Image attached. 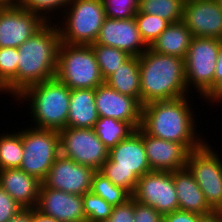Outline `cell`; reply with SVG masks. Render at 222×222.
<instances>
[{
  "label": "cell",
  "mask_w": 222,
  "mask_h": 222,
  "mask_svg": "<svg viewBox=\"0 0 222 222\" xmlns=\"http://www.w3.org/2000/svg\"><path fill=\"white\" fill-rule=\"evenodd\" d=\"M187 98L185 96L143 105L141 128L156 138L180 143L189 152L199 148L206 140L196 132L197 121L193 118L194 112Z\"/></svg>",
  "instance_id": "6da1fadb"
},
{
  "label": "cell",
  "mask_w": 222,
  "mask_h": 222,
  "mask_svg": "<svg viewBox=\"0 0 222 222\" xmlns=\"http://www.w3.org/2000/svg\"><path fill=\"white\" fill-rule=\"evenodd\" d=\"M56 24L47 21L18 47L16 96L33 84L55 78L61 43Z\"/></svg>",
  "instance_id": "7a4b0ae2"
},
{
  "label": "cell",
  "mask_w": 222,
  "mask_h": 222,
  "mask_svg": "<svg viewBox=\"0 0 222 222\" xmlns=\"http://www.w3.org/2000/svg\"><path fill=\"white\" fill-rule=\"evenodd\" d=\"M141 105L185 97L188 89L184 59L154 52L150 48L139 57Z\"/></svg>",
  "instance_id": "3957f363"
},
{
  "label": "cell",
  "mask_w": 222,
  "mask_h": 222,
  "mask_svg": "<svg viewBox=\"0 0 222 222\" xmlns=\"http://www.w3.org/2000/svg\"><path fill=\"white\" fill-rule=\"evenodd\" d=\"M71 89L56 77L24 89L16 101H29L35 128L60 131L67 127Z\"/></svg>",
  "instance_id": "277c9868"
},
{
  "label": "cell",
  "mask_w": 222,
  "mask_h": 222,
  "mask_svg": "<svg viewBox=\"0 0 222 222\" xmlns=\"http://www.w3.org/2000/svg\"><path fill=\"white\" fill-rule=\"evenodd\" d=\"M150 171L141 127L109 150V158L99 170L115 186L122 187L131 196L139 178Z\"/></svg>",
  "instance_id": "5b68a950"
},
{
  "label": "cell",
  "mask_w": 222,
  "mask_h": 222,
  "mask_svg": "<svg viewBox=\"0 0 222 222\" xmlns=\"http://www.w3.org/2000/svg\"><path fill=\"white\" fill-rule=\"evenodd\" d=\"M55 77L71 90L95 89L105 83L91 45L61 42Z\"/></svg>",
  "instance_id": "8992f818"
},
{
  "label": "cell",
  "mask_w": 222,
  "mask_h": 222,
  "mask_svg": "<svg viewBox=\"0 0 222 222\" xmlns=\"http://www.w3.org/2000/svg\"><path fill=\"white\" fill-rule=\"evenodd\" d=\"M62 11L64 20L61 18V26L57 25L61 42L71 45L95 43L106 18L102 0H71Z\"/></svg>",
  "instance_id": "52a82bcc"
},
{
  "label": "cell",
  "mask_w": 222,
  "mask_h": 222,
  "mask_svg": "<svg viewBox=\"0 0 222 222\" xmlns=\"http://www.w3.org/2000/svg\"><path fill=\"white\" fill-rule=\"evenodd\" d=\"M22 144L24 152L20 169L43 182L61 155L58 131L31 125V128L22 130Z\"/></svg>",
  "instance_id": "ba28073f"
},
{
  "label": "cell",
  "mask_w": 222,
  "mask_h": 222,
  "mask_svg": "<svg viewBox=\"0 0 222 222\" xmlns=\"http://www.w3.org/2000/svg\"><path fill=\"white\" fill-rule=\"evenodd\" d=\"M218 49L219 39L193 37L184 58L187 89L193 85L203 99L214 91Z\"/></svg>",
  "instance_id": "9c48e42d"
},
{
  "label": "cell",
  "mask_w": 222,
  "mask_h": 222,
  "mask_svg": "<svg viewBox=\"0 0 222 222\" xmlns=\"http://www.w3.org/2000/svg\"><path fill=\"white\" fill-rule=\"evenodd\" d=\"M208 142L189 152L186 167L204 194L209 207L222 211V159ZM216 152V153H215Z\"/></svg>",
  "instance_id": "30bf717a"
},
{
  "label": "cell",
  "mask_w": 222,
  "mask_h": 222,
  "mask_svg": "<svg viewBox=\"0 0 222 222\" xmlns=\"http://www.w3.org/2000/svg\"><path fill=\"white\" fill-rule=\"evenodd\" d=\"M58 133L61 155L76 163L99 171L109 158V150L93 128L66 127Z\"/></svg>",
  "instance_id": "8fae6325"
},
{
  "label": "cell",
  "mask_w": 222,
  "mask_h": 222,
  "mask_svg": "<svg viewBox=\"0 0 222 222\" xmlns=\"http://www.w3.org/2000/svg\"><path fill=\"white\" fill-rule=\"evenodd\" d=\"M132 198L162 215L179 210L173 172L150 171L139 178Z\"/></svg>",
  "instance_id": "7c38bea8"
},
{
  "label": "cell",
  "mask_w": 222,
  "mask_h": 222,
  "mask_svg": "<svg viewBox=\"0 0 222 222\" xmlns=\"http://www.w3.org/2000/svg\"><path fill=\"white\" fill-rule=\"evenodd\" d=\"M46 21L18 4H0V48H18Z\"/></svg>",
  "instance_id": "4fadbf2b"
},
{
  "label": "cell",
  "mask_w": 222,
  "mask_h": 222,
  "mask_svg": "<svg viewBox=\"0 0 222 222\" xmlns=\"http://www.w3.org/2000/svg\"><path fill=\"white\" fill-rule=\"evenodd\" d=\"M96 171L60 155L51 166L46 179V187L69 194L83 195L90 192L93 174Z\"/></svg>",
  "instance_id": "5bb4252c"
},
{
  "label": "cell",
  "mask_w": 222,
  "mask_h": 222,
  "mask_svg": "<svg viewBox=\"0 0 222 222\" xmlns=\"http://www.w3.org/2000/svg\"><path fill=\"white\" fill-rule=\"evenodd\" d=\"M183 22L193 37L222 39V9L218 0H185Z\"/></svg>",
  "instance_id": "9a60e30c"
},
{
  "label": "cell",
  "mask_w": 222,
  "mask_h": 222,
  "mask_svg": "<svg viewBox=\"0 0 222 222\" xmlns=\"http://www.w3.org/2000/svg\"><path fill=\"white\" fill-rule=\"evenodd\" d=\"M95 43L118 48L135 57H139L149 48L140 35L134 17L129 19L106 17Z\"/></svg>",
  "instance_id": "2e32d148"
},
{
  "label": "cell",
  "mask_w": 222,
  "mask_h": 222,
  "mask_svg": "<svg viewBox=\"0 0 222 222\" xmlns=\"http://www.w3.org/2000/svg\"><path fill=\"white\" fill-rule=\"evenodd\" d=\"M95 101L99 117L127 122L135 130L141 127L142 105L135 98L103 83L95 88Z\"/></svg>",
  "instance_id": "e0dca14e"
},
{
  "label": "cell",
  "mask_w": 222,
  "mask_h": 222,
  "mask_svg": "<svg viewBox=\"0 0 222 222\" xmlns=\"http://www.w3.org/2000/svg\"><path fill=\"white\" fill-rule=\"evenodd\" d=\"M35 209L59 222H86L82 195L51 189L43 183Z\"/></svg>",
  "instance_id": "ac0fdd59"
},
{
  "label": "cell",
  "mask_w": 222,
  "mask_h": 222,
  "mask_svg": "<svg viewBox=\"0 0 222 222\" xmlns=\"http://www.w3.org/2000/svg\"><path fill=\"white\" fill-rule=\"evenodd\" d=\"M142 138L151 170L174 172L186 167L189 151L182 144L156 138L143 129Z\"/></svg>",
  "instance_id": "d6986e66"
},
{
  "label": "cell",
  "mask_w": 222,
  "mask_h": 222,
  "mask_svg": "<svg viewBox=\"0 0 222 222\" xmlns=\"http://www.w3.org/2000/svg\"><path fill=\"white\" fill-rule=\"evenodd\" d=\"M42 181L20 168L0 170V186L22 207L35 208Z\"/></svg>",
  "instance_id": "ffe728a7"
},
{
  "label": "cell",
  "mask_w": 222,
  "mask_h": 222,
  "mask_svg": "<svg viewBox=\"0 0 222 222\" xmlns=\"http://www.w3.org/2000/svg\"><path fill=\"white\" fill-rule=\"evenodd\" d=\"M174 186L179 210L198 213L203 216L214 211L207 204L204 194L187 167L173 172Z\"/></svg>",
  "instance_id": "44dd1931"
},
{
  "label": "cell",
  "mask_w": 222,
  "mask_h": 222,
  "mask_svg": "<svg viewBox=\"0 0 222 222\" xmlns=\"http://www.w3.org/2000/svg\"><path fill=\"white\" fill-rule=\"evenodd\" d=\"M98 119L95 89H72L67 127L94 128Z\"/></svg>",
  "instance_id": "7402d4cb"
},
{
  "label": "cell",
  "mask_w": 222,
  "mask_h": 222,
  "mask_svg": "<svg viewBox=\"0 0 222 222\" xmlns=\"http://www.w3.org/2000/svg\"><path fill=\"white\" fill-rule=\"evenodd\" d=\"M193 39L183 21L171 23L149 47L154 52L185 58Z\"/></svg>",
  "instance_id": "603a6c76"
},
{
  "label": "cell",
  "mask_w": 222,
  "mask_h": 222,
  "mask_svg": "<svg viewBox=\"0 0 222 222\" xmlns=\"http://www.w3.org/2000/svg\"><path fill=\"white\" fill-rule=\"evenodd\" d=\"M105 83L117 92L135 98L141 104L138 57L131 56L105 80Z\"/></svg>",
  "instance_id": "cb8c5ba5"
},
{
  "label": "cell",
  "mask_w": 222,
  "mask_h": 222,
  "mask_svg": "<svg viewBox=\"0 0 222 222\" xmlns=\"http://www.w3.org/2000/svg\"><path fill=\"white\" fill-rule=\"evenodd\" d=\"M93 129L108 150L135 131L129 123L108 117H99Z\"/></svg>",
  "instance_id": "d4e9b609"
},
{
  "label": "cell",
  "mask_w": 222,
  "mask_h": 222,
  "mask_svg": "<svg viewBox=\"0 0 222 222\" xmlns=\"http://www.w3.org/2000/svg\"><path fill=\"white\" fill-rule=\"evenodd\" d=\"M185 0H139L138 11L157 15L170 24L183 21Z\"/></svg>",
  "instance_id": "484cf974"
},
{
  "label": "cell",
  "mask_w": 222,
  "mask_h": 222,
  "mask_svg": "<svg viewBox=\"0 0 222 222\" xmlns=\"http://www.w3.org/2000/svg\"><path fill=\"white\" fill-rule=\"evenodd\" d=\"M0 135V170L20 168L24 152L22 131Z\"/></svg>",
  "instance_id": "4316f807"
},
{
  "label": "cell",
  "mask_w": 222,
  "mask_h": 222,
  "mask_svg": "<svg viewBox=\"0 0 222 222\" xmlns=\"http://www.w3.org/2000/svg\"><path fill=\"white\" fill-rule=\"evenodd\" d=\"M91 47L95 53L104 81L131 57L118 48L96 43L91 44Z\"/></svg>",
  "instance_id": "83f0119b"
},
{
  "label": "cell",
  "mask_w": 222,
  "mask_h": 222,
  "mask_svg": "<svg viewBox=\"0 0 222 222\" xmlns=\"http://www.w3.org/2000/svg\"><path fill=\"white\" fill-rule=\"evenodd\" d=\"M113 207L124 204L132 196L122 187L115 186L108 178L96 171L92 177L91 190Z\"/></svg>",
  "instance_id": "f1b7e54d"
},
{
  "label": "cell",
  "mask_w": 222,
  "mask_h": 222,
  "mask_svg": "<svg viewBox=\"0 0 222 222\" xmlns=\"http://www.w3.org/2000/svg\"><path fill=\"white\" fill-rule=\"evenodd\" d=\"M18 48H0V81L6 86V93L16 97V74L18 71Z\"/></svg>",
  "instance_id": "f546056e"
},
{
  "label": "cell",
  "mask_w": 222,
  "mask_h": 222,
  "mask_svg": "<svg viewBox=\"0 0 222 222\" xmlns=\"http://www.w3.org/2000/svg\"><path fill=\"white\" fill-rule=\"evenodd\" d=\"M135 20L145 44L150 47L170 23L157 15L137 12Z\"/></svg>",
  "instance_id": "4dcf8cb0"
},
{
  "label": "cell",
  "mask_w": 222,
  "mask_h": 222,
  "mask_svg": "<svg viewBox=\"0 0 222 222\" xmlns=\"http://www.w3.org/2000/svg\"><path fill=\"white\" fill-rule=\"evenodd\" d=\"M86 222L106 220L113 211V206L91 191L82 195Z\"/></svg>",
  "instance_id": "1f68e13d"
},
{
  "label": "cell",
  "mask_w": 222,
  "mask_h": 222,
  "mask_svg": "<svg viewBox=\"0 0 222 222\" xmlns=\"http://www.w3.org/2000/svg\"><path fill=\"white\" fill-rule=\"evenodd\" d=\"M71 0H20L19 6L25 8L28 11H32L40 15L46 22L50 21L53 16L50 17L49 14H54V12L61 10V8H66ZM55 10V11H54ZM48 14V16H47Z\"/></svg>",
  "instance_id": "d6a6232c"
},
{
  "label": "cell",
  "mask_w": 222,
  "mask_h": 222,
  "mask_svg": "<svg viewBox=\"0 0 222 222\" xmlns=\"http://www.w3.org/2000/svg\"><path fill=\"white\" fill-rule=\"evenodd\" d=\"M105 16L110 19H129L135 17L139 0H102Z\"/></svg>",
  "instance_id": "836d02e7"
},
{
  "label": "cell",
  "mask_w": 222,
  "mask_h": 222,
  "mask_svg": "<svg viewBox=\"0 0 222 222\" xmlns=\"http://www.w3.org/2000/svg\"><path fill=\"white\" fill-rule=\"evenodd\" d=\"M23 208L0 186V222H8Z\"/></svg>",
  "instance_id": "e575fe53"
},
{
  "label": "cell",
  "mask_w": 222,
  "mask_h": 222,
  "mask_svg": "<svg viewBox=\"0 0 222 222\" xmlns=\"http://www.w3.org/2000/svg\"><path fill=\"white\" fill-rule=\"evenodd\" d=\"M134 222H163V215L153 207L134 200Z\"/></svg>",
  "instance_id": "d590c367"
},
{
  "label": "cell",
  "mask_w": 222,
  "mask_h": 222,
  "mask_svg": "<svg viewBox=\"0 0 222 222\" xmlns=\"http://www.w3.org/2000/svg\"><path fill=\"white\" fill-rule=\"evenodd\" d=\"M109 218L113 222H134V199L131 197L124 204L115 206Z\"/></svg>",
  "instance_id": "8d00e7d4"
},
{
  "label": "cell",
  "mask_w": 222,
  "mask_h": 222,
  "mask_svg": "<svg viewBox=\"0 0 222 222\" xmlns=\"http://www.w3.org/2000/svg\"><path fill=\"white\" fill-rule=\"evenodd\" d=\"M203 218L198 213L177 210L163 215V222H202Z\"/></svg>",
  "instance_id": "74e56055"
},
{
  "label": "cell",
  "mask_w": 222,
  "mask_h": 222,
  "mask_svg": "<svg viewBox=\"0 0 222 222\" xmlns=\"http://www.w3.org/2000/svg\"><path fill=\"white\" fill-rule=\"evenodd\" d=\"M222 83V39L219 40L218 57L214 75V90Z\"/></svg>",
  "instance_id": "f35d334b"
},
{
  "label": "cell",
  "mask_w": 222,
  "mask_h": 222,
  "mask_svg": "<svg viewBox=\"0 0 222 222\" xmlns=\"http://www.w3.org/2000/svg\"><path fill=\"white\" fill-rule=\"evenodd\" d=\"M30 222H59L56 219L43 215L35 208H30Z\"/></svg>",
  "instance_id": "ab89813d"
},
{
  "label": "cell",
  "mask_w": 222,
  "mask_h": 222,
  "mask_svg": "<svg viewBox=\"0 0 222 222\" xmlns=\"http://www.w3.org/2000/svg\"><path fill=\"white\" fill-rule=\"evenodd\" d=\"M8 222H30V208H23Z\"/></svg>",
  "instance_id": "60d3db41"
},
{
  "label": "cell",
  "mask_w": 222,
  "mask_h": 222,
  "mask_svg": "<svg viewBox=\"0 0 222 222\" xmlns=\"http://www.w3.org/2000/svg\"><path fill=\"white\" fill-rule=\"evenodd\" d=\"M205 100L206 103H208L207 100H209V103L216 102L222 104V83Z\"/></svg>",
  "instance_id": "b9f144b4"
},
{
  "label": "cell",
  "mask_w": 222,
  "mask_h": 222,
  "mask_svg": "<svg viewBox=\"0 0 222 222\" xmlns=\"http://www.w3.org/2000/svg\"><path fill=\"white\" fill-rule=\"evenodd\" d=\"M202 222H222V211H216L212 214L204 216Z\"/></svg>",
  "instance_id": "7bdbcfd3"
},
{
  "label": "cell",
  "mask_w": 222,
  "mask_h": 222,
  "mask_svg": "<svg viewBox=\"0 0 222 222\" xmlns=\"http://www.w3.org/2000/svg\"><path fill=\"white\" fill-rule=\"evenodd\" d=\"M20 0H0V4H18Z\"/></svg>",
  "instance_id": "ee69618b"
},
{
  "label": "cell",
  "mask_w": 222,
  "mask_h": 222,
  "mask_svg": "<svg viewBox=\"0 0 222 222\" xmlns=\"http://www.w3.org/2000/svg\"><path fill=\"white\" fill-rule=\"evenodd\" d=\"M6 94V86L0 81V93Z\"/></svg>",
  "instance_id": "f6af8a7d"
},
{
  "label": "cell",
  "mask_w": 222,
  "mask_h": 222,
  "mask_svg": "<svg viewBox=\"0 0 222 222\" xmlns=\"http://www.w3.org/2000/svg\"><path fill=\"white\" fill-rule=\"evenodd\" d=\"M98 222H113L110 218L106 219V220H101V221H98Z\"/></svg>",
  "instance_id": "bcb514c9"
},
{
  "label": "cell",
  "mask_w": 222,
  "mask_h": 222,
  "mask_svg": "<svg viewBox=\"0 0 222 222\" xmlns=\"http://www.w3.org/2000/svg\"><path fill=\"white\" fill-rule=\"evenodd\" d=\"M219 4H220V7L222 9V0H218Z\"/></svg>",
  "instance_id": "7dc6e473"
}]
</instances>
